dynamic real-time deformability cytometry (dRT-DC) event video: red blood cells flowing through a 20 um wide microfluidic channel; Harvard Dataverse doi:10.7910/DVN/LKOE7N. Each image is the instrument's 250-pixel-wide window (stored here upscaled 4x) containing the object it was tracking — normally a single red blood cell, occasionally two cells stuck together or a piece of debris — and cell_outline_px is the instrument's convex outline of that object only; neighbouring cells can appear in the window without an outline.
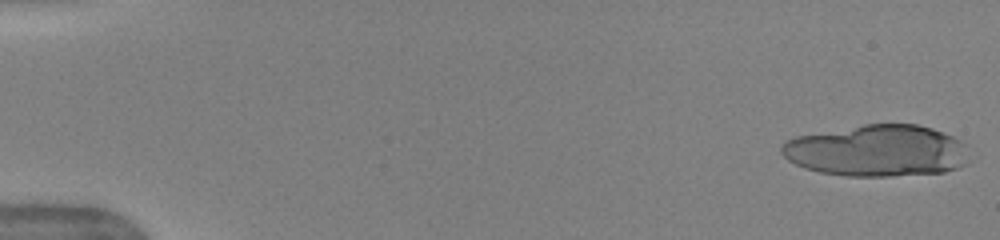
{"species": "human", "species_latin": "Homo sapiens", "temperature_condition": "warm", "stored_images_in_passage": 17, "camera_frame_rate_fps": 3000, "um_per_image_px": 0.085, "donor": {"sex": "female"}, "frame": {"image": 1, "passage_image": 1, "time_ms": 0.0, "image_size_px": [1000, 240], "cell_outline_px": [[968, 164], [944, 172], [888, 176], [844, 176], [820, 172], [804, 168], [788, 160], [780, 152], [780, 144], [784, 140], [796, 136], [864, 124], [916, 124], [932, 128], [952, 136], [968, 144]], "centroid_in_image_um": [74.55, 12.81], "position_along_channel_um": 10.4, "area_um2": 56.93}}